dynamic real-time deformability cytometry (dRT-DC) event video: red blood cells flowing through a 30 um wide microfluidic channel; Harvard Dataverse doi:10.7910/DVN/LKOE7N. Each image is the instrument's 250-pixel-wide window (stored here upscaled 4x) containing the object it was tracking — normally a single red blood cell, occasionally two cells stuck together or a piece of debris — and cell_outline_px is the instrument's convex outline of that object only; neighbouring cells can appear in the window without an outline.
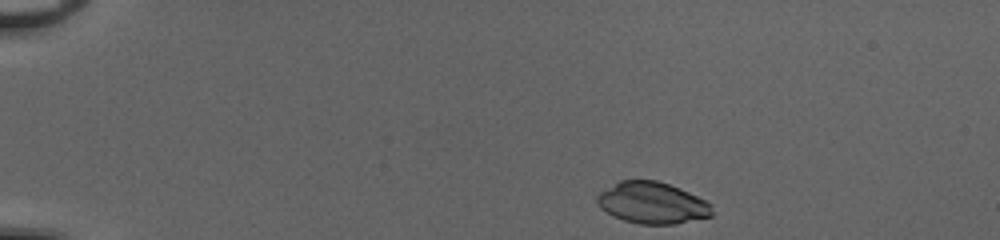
{"species": "common noctule bat (a hibernating species)", "species_latin": "Nyctalus noctula", "temperature_condition": "cold", "stored_images_in_passage": 43, "camera_frame_rate_fps": 3000, "um_per_image_px": 0.085, "animal": {"sex": "female", "body_mass_g": 20.0, "forearm_length_mm": 54.0}, "frame": {"image": 1, "passage_image": 1, "time_ms": 0.0, "image_size_px": [1000, 240], "cell_outline_px": [[712, 216], [676, 224], [640, 224], [624, 220], [600, 208], [596, 204], [596, 196], [600, 192], [620, 180], [656, 180], [680, 188], [712, 204]], "centroid_in_image_um": [55.44, 17.24], "position_along_channel_um": 29.6, "area_um2": 27.69}}
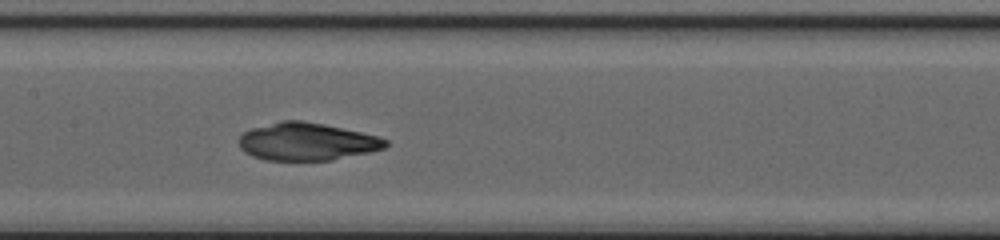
{"frame": {"image": 2, "passage_image": 19, "time_ms": 6.0, "image_size_px": [1000, 240], "cell_outline_px": [[388, 144], [384, 148], [368, 152], [332, 160], [264, 160], [252, 156], [244, 152], [240, 148], [240, 136], [244, 132], [252, 128], [280, 120], [300, 120], [324, 124], [380, 136], [388, 140]], "centroid_in_image_um": [26.08, 12.03], "position_along_channel_um": 181.3, "area_um2": 32.14}}
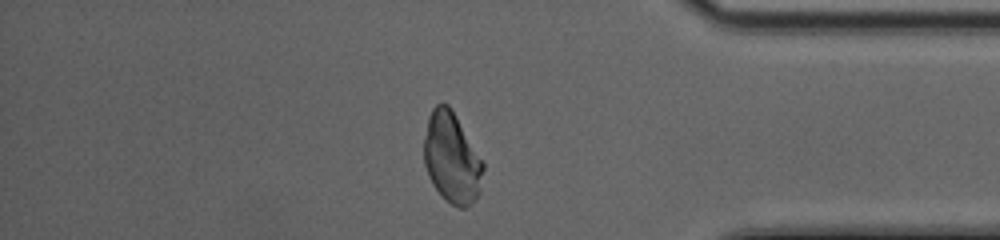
{"frame": {"image": 3, "passage_image": 36, "time_ms": 11.667, "image_size_px": [1000, 240], "cell_outline_px": [[484, 168], [480, 192], [476, 200], [472, 204], [464, 208], [460, 208], [452, 204], [432, 184], [428, 176], [424, 164], [424, 136], [428, 116], [432, 108], [436, 104], [448, 104], [452, 108], [484, 164]], "centroid_in_image_um": [38.4, 13.42], "position_along_channel_um": 396.8, "area_um2": 31.21}}